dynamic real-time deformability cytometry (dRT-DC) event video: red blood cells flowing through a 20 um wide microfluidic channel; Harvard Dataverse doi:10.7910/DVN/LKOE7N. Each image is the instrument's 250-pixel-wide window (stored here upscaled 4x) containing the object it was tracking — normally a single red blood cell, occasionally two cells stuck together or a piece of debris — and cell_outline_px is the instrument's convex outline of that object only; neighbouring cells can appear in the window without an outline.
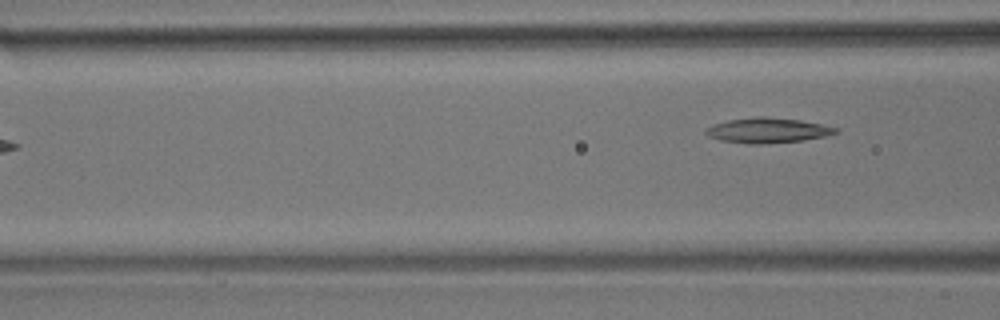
{"species": "common noctule bat (a hibernating species)", "species_latin": "Nyctalus noctula", "temperature_condition": "room temperature", "stored_images_in_passage": 6, "camera_frame_rate_fps": 3000, "um_per_image_px": 0.085, "animal": {"sex": "male", "body_mass_g": 17.9}, "frame": {"image": 1, "passage_image": 6, "time_ms": 6.667, "image_size_px": [1000, 320], "cell_outline_px": [[840, 132], [824, 136], [804, 140], [760, 144], [748, 144], [720, 140], [708, 136], [704, 132], [704, 128], [712, 124], [728, 120], [752, 116], [764, 116], [800, 120], [840, 128]], "centroid_in_image_um": [65.21, 11.07], "position_along_channel_um": 101.4, "area_um2": 19.19}}